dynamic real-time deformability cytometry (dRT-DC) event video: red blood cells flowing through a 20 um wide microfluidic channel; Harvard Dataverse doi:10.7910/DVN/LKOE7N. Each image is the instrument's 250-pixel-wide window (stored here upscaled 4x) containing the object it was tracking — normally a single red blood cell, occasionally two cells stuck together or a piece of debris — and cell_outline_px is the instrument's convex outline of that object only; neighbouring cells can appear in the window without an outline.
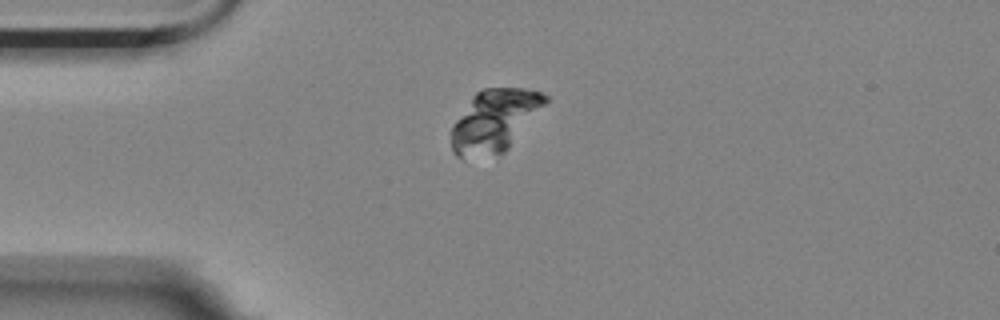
{"species": "Egyptian fruit bat (a non-hibernating species)", "species_latin": "Rousettus aegyptiacus", "temperature_condition": "room temperature", "stored_images_in_passage": 5, "camera_frame_rate_fps": 3000, "um_per_image_px": 0.085, "animal": {"sex": "female"}, "frame": {"image": 1, "passage_image": 3, "time_ms": 0.667, "image_size_px": [1000, 320], "cell_outline_px": [[552, 100], [508, 148], [504, 152], [460, 156], [456, 156], [452, 152], [452, 128], [456, 120], [472, 96], [476, 92], [484, 88], [524, 88], [540, 92], [548, 96]], "centroid_in_image_um": [42.12, 10.18], "position_along_channel_um": 42.9, "area_um2": 33.58}}